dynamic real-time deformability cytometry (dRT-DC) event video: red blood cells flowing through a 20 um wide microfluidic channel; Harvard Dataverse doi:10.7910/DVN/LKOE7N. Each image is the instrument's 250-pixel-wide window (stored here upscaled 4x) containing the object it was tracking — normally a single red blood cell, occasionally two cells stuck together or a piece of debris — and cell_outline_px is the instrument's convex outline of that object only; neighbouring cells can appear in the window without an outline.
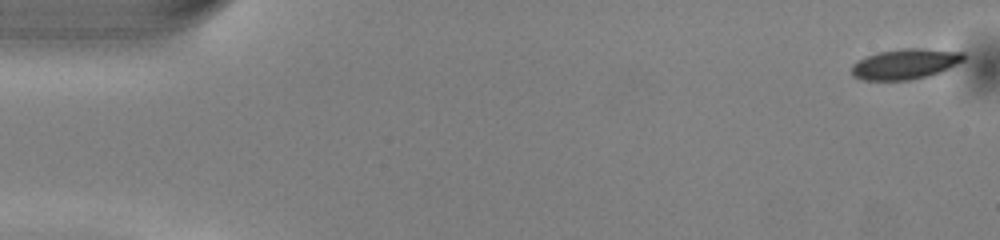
{"species": "common noctule bat (a hibernating species)", "species_latin": "Nyctalus noctula", "temperature_condition": "warm", "stored_images_in_passage": 50, "camera_frame_rate_fps": 3000, "um_per_image_px": 0.085, "animal": {"sex": "male", "body_mass_g": 13.0, "forearm_length_mm": 53.1}, "frame": {"image": 1, "passage_image": 1, "time_ms": 0.0, "image_size_px": [1000, 240], "cell_outline_px": [[964, 60], [940, 72], [928, 76], [908, 80], [864, 80], [852, 76], [852, 64], [876, 52], [904, 48], [924, 48], [964, 52]], "centroid_in_image_um": [76.94, 5.43], "position_along_channel_um": 8.1, "area_um2": 19.77}}
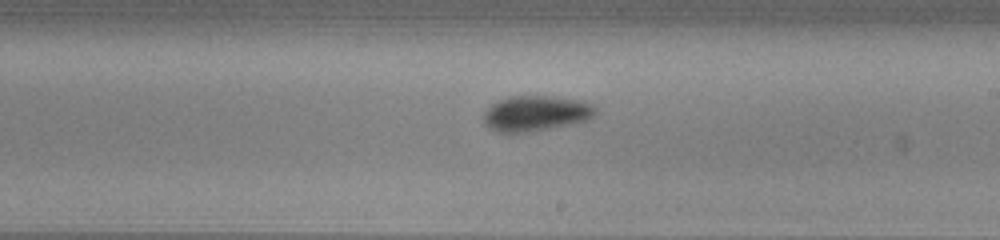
{"frame": {"image": 2, "passage_image": 29, "time_ms": 9.333, "image_size_px": [1000, 240], "cell_outline_px": [[596, 116], [588, 120], [528, 132], [496, 132], [488, 128], [484, 124], [484, 112], [492, 104], [508, 96], [548, 96], [580, 100], [592, 104], [596, 108]], "centroid_in_image_um": [45.54, 9.63], "position_along_channel_um": 243.5, "area_um2": 23.0}}
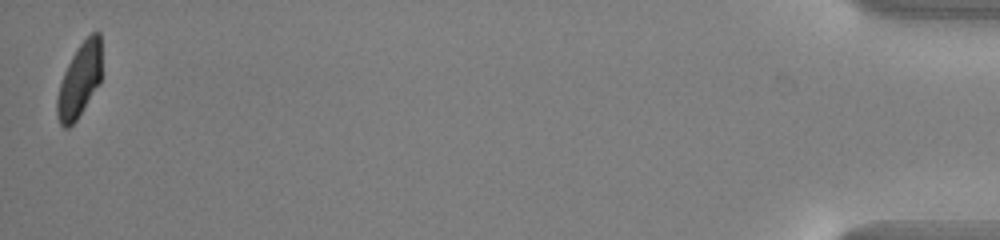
{"frame": {"image": 3, "passage_image": 50, "time_ms": 16.333, "image_size_px": [1000, 240], "cell_outline_px": [[100, 84], [76, 120], [68, 128], [64, 128], [60, 124], [56, 116], [56, 100], [60, 84], [64, 72], [76, 48], [92, 32], [100, 32]], "centroid_in_image_um": [6.74, 6.85], "position_along_channel_um": 428.5, "area_um2": 19.07}, "authors_computed_cell_mechanics": {"area_um2": 21.4438, "velocity_mm_per_s": 4.0483, "shape_relaxation_time_tau1_ms": 2.7249, "shape_relaxation_time_tau2_ms": 2.9796, "deformation_change_tau1": 0.1167, "deformation_change_tau2": 0.0488}}